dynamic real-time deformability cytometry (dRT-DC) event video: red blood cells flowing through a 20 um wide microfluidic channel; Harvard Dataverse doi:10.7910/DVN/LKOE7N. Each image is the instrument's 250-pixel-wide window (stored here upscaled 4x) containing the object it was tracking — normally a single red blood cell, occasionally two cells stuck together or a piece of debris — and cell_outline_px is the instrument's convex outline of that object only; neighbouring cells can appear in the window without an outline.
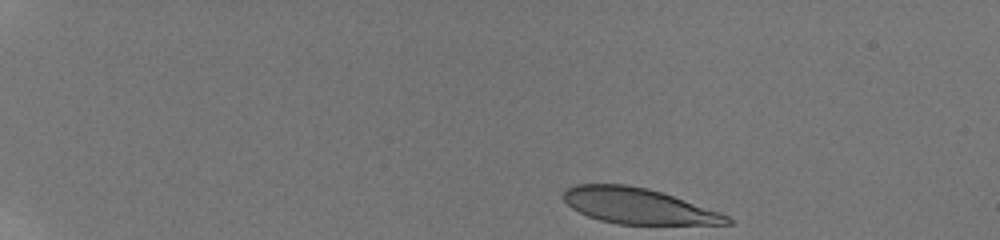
{"species": "human", "species_latin": "Homo sapiens", "temperature_condition": "room temperature", "stored_images_in_passage": 19, "camera_frame_rate_fps": 3000, "um_per_image_px": 0.085, "donor": {"sex": "male"}, "frame": {"image": 1, "passage_image": 1, "time_ms": 0.0, "image_size_px": [1000, 240], "cell_outline_px": [[732, 224], [616, 224], [600, 220], [588, 216], [572, 208], [564, 200], [564, 192], [568, 188], [576, 184], [624, 184], [648, 188], [720, 212], [728, 216], [732, 220]], "centroid_in_image_um": [54.23, 17.51], "position_along_channel_um": 30.8, "area_um2": 33.58}}
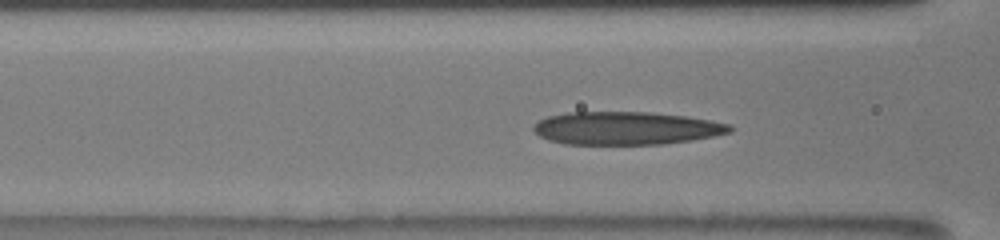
{"frame": {"image": 2, "passage_image": 16, "time_ms": 5.0, "image_size_px": [1000, 240], "cell_outline_px": [[732, 132], [692, 140], [660, 144], [564, 144], [548, 140], [540, 136], [532, 128], [540, 120], [548, 116], [568, 112], [652, 112], [684, 116], [732, 124]], "centroid_in_image_um": [53.22, 10.89], "position_along_channel_um": 113.4, "area_um2": 37.63}}
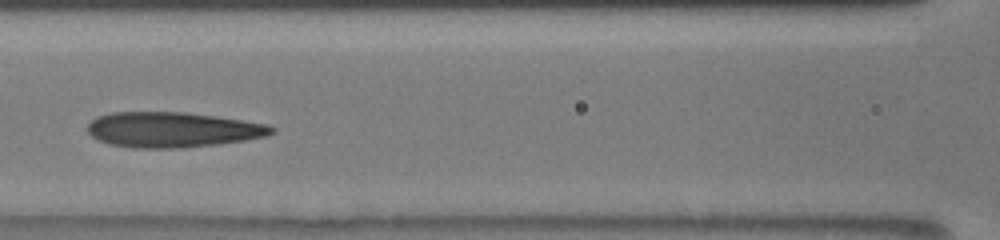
{"frame": {"image": 3, "passage_image": 18, "time_ms": 5.667, "image_size_px": [1000, 240], "cell_outline_px": [[276, 132], [264, 136], [244, 140], [220, 144], [180, 148], [132, 148], [108, 144], [92, 136], [88, 132], [88, 124], [96, 116], [112, 112], [184, 112], [268, 124], [276, 128]], "centroid_in_image_um": [14.65, 11.03], "position_along_channel_um": 152.0, "area_um2": 37.8}}